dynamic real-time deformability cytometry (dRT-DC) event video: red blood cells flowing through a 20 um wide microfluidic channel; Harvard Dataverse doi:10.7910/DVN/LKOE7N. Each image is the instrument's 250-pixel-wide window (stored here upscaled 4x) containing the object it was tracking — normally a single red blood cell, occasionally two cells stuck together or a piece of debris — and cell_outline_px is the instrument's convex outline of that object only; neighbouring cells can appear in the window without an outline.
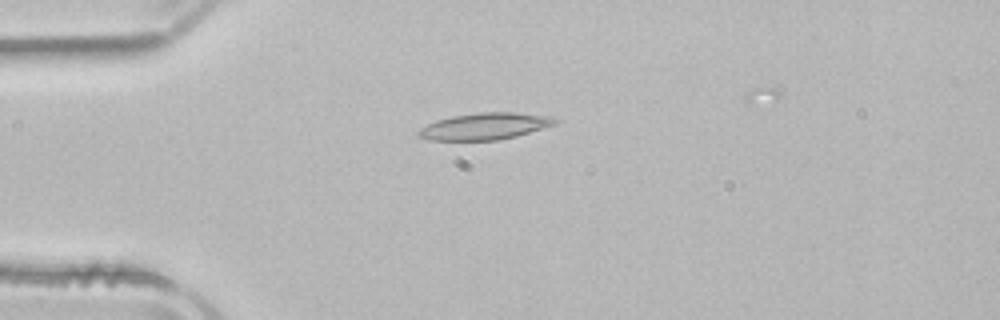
{"species": "common noctule bat (a hibernating species)", "species_latin": "Nyctalus noctula", "temperature_condition": "room temperature", "stored_images_in_passage": 36, "camera_frame_rate_fps": 3000, "um_per_image_px": 0.085, "animal": {"sex": "male", "body_mass_g": 21.5, "forearm_length_mm": 52.0}, "frame": {"image": 1, "passage_image": 3, "time_ms": 0.667, "image_size_px": [1000, 320], "cell_outline_px": [[560, 120], [552, 124], [516, 136], [500, 140], [428, 140], [416, 136], [416, 132], [420, 128], [436, 120], [452, 116], [480, 112], [516, 112], [552, 116]], "centroid_in_image_um": [41.15, 10.73], "position_along_channel_um": 43.8, "area_um2": 21.21}}
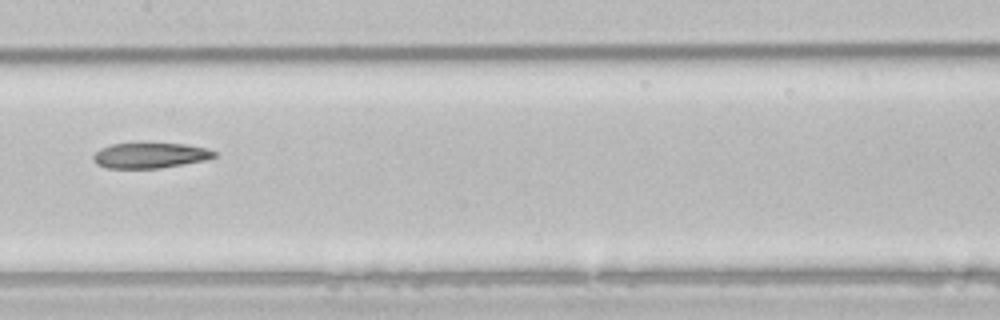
{"frame": {"image": 2, "passage_image": 16, "time_ms": 5.0, "image_size_px": [1000, 320], "cell_outline_px": [[216, 156], [204, 160], [160, 168], [108, 168], [96, 164], [92, 160], [92, 156], [100, 148], [112, 144], [184, 144], [204, 148], [216, 152]], "centroid_in_image_um": [12.7, 13.22], "position_along_channel_um": 194.7, "area_um2": 17.57}}
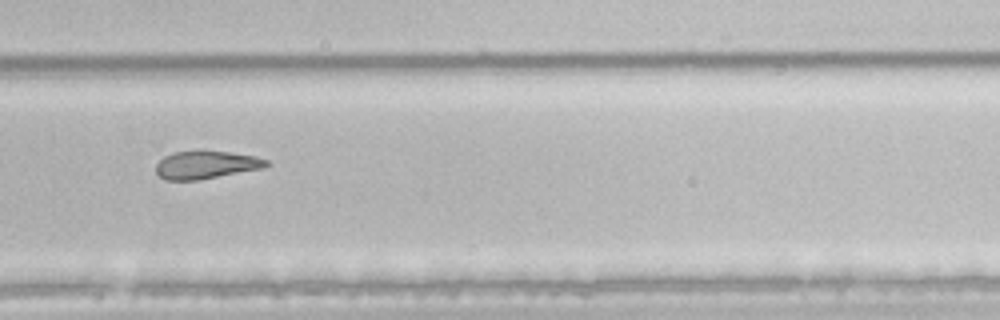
{"frame": {"image": 3, "passage_image": 25, "time_ms": 8.0, "image_size_px": [1000, 320], "cell_outline_px": [[272, 164], [264, 168], [200, 180], [168, 180], [160, 176], [156, 172], [156, 164], [164, 156], [172, 152], [200, 148], [256, 156], [268, 160]], "centroid_in_image_um": [17.54, 13.97], "position_along_channel_um": 312.3, "area_um2": 18.61}}